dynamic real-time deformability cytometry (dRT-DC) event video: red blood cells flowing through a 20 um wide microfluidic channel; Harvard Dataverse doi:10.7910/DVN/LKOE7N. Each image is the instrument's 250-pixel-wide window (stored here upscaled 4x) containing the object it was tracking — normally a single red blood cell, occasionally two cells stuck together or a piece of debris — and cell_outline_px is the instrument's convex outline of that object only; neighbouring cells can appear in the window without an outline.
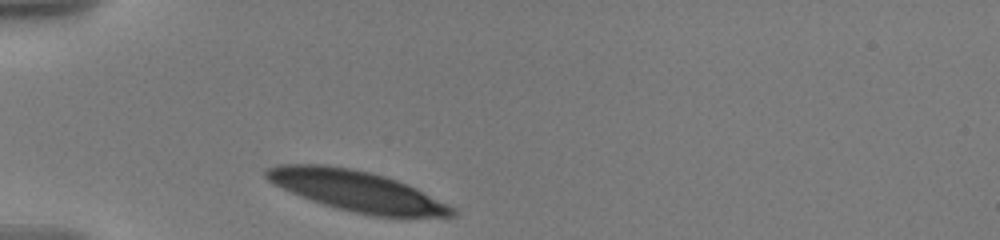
{"species": "human", "species_latin": "Homo sapiens", "temperature_condition": "warm", "stored_images_in_passage": 1, "camera_frame_rate_fps": 3000, "um_per_image_px": 0.085, "donor": {"sex": "male"}, "frame": {"image": 1, "passage_image": 1, "time_ms": 0.0, "image_size_px": [1000, 240], "cell_outline_px": [[460, 212], [456, 216], [376, 216], [336, 208], [300, 196], [268, 180], [264, 176], [264, 168], [276, 164], [324, 164], [352, 168], [384, 176], [396, 180], [416, 188], [456, 208]], "centroid_in_image_um": [30.32, 16.21], "position_along_channel_um": 54.7, "area_um2": 43.52}}